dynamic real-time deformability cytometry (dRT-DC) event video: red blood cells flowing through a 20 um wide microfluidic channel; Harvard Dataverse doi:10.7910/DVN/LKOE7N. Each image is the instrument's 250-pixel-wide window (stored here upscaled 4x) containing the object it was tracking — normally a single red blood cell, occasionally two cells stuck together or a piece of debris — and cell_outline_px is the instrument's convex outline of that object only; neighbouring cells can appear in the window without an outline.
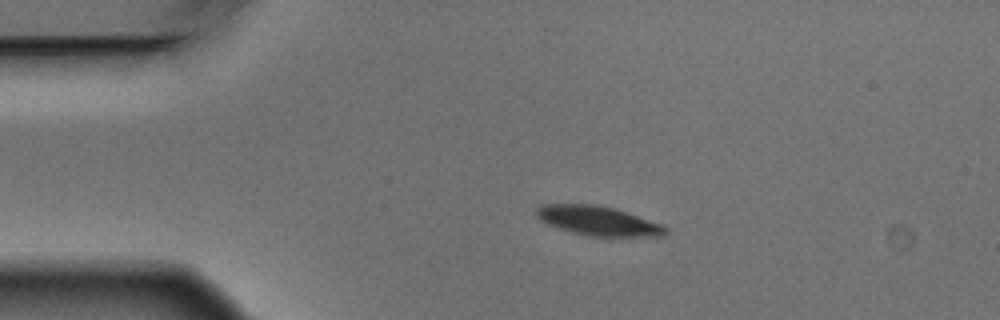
{"species": "Egyptian fruit bat (a non-hibernating species)", "species_latin": "Rousettus aegyptiacus", "temperature_condition": "warm", "stored_images_in_passage": 2, "camera_frame_rate_fps": 3000, "um_per_image_px": 0.085, "animal": {"sex": "male"}, "frame": {"image": 1, "passage_image": 1, "time_ms": 0.0, "image_size_px": [1000, 320], "cell_outline_px": [[668, 232], [664, 236], [588, 236], [572, 232], [548, 224], [540, 220], [536, 216], [536, 208], [540, 204], [596, 204], [616, 208], [660, 224], [668, 228]], "centroid_in_image_um": [50.82, 18.76], "position_along_channel_um": 34.2, "area_um2": 22.08}}